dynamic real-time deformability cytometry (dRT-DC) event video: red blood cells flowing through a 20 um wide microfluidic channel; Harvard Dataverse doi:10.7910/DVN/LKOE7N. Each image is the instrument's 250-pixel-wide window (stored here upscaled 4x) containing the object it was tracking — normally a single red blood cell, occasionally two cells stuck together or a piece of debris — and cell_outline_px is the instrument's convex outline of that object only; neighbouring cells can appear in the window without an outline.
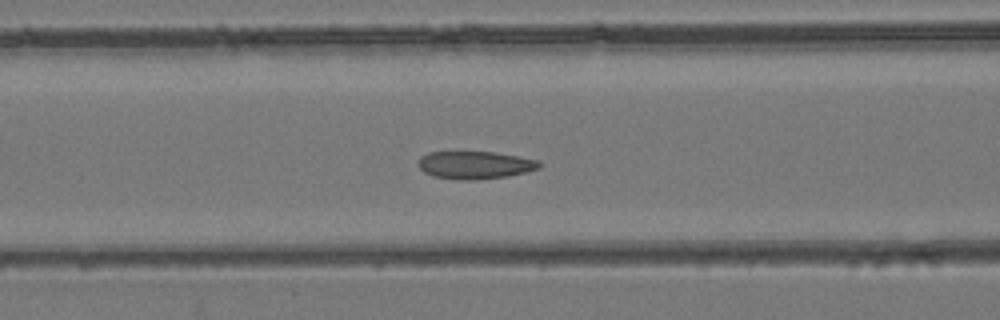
{"species": "common noctule bat (a hibernating species)", "species_latin": "Nyctalus noctula", "temperature_condition": "room temperature", "stored_images_in_passage": 49, "camera_frame_rate_fps": 3000, "um_per_image_px": 0.085, "animal": {"sex": "female", "body_mass_g": 24.6, "forearm_length_mm": 56.2}, "frame": {"image": 1, "passage_image": 20, "time_ms": 6.333, "image_size_px": [1000, 320], "cell_outline_px": [[544, 164], [540, 168], [528, 172], [508, 176], [476, 180], [464, 180], [432, 176], [424, 172], [416, 164], [420, 156], [428, 152], [492, 152], [516, 156], [536, 160]], "centroid_in_image_um": [40.36, 14.03], "position_along_channel_um": 126.2, "area_um2": 19.65}}
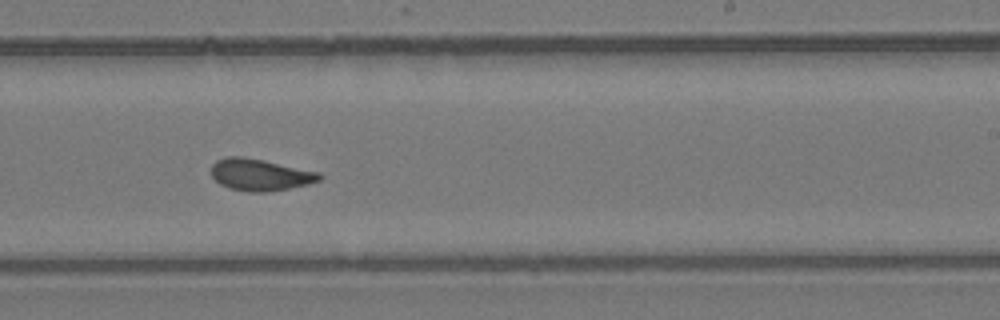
{"frame": {"image": 2, "passage_image": 30, "time_ms": 9.667, "image_size_px": [1000, 320], "cell_outline_px": [[324, 176], [320, 180], [308, 184], [288, 188], [264, 192], [248, 192], [228, 188], [220, 184], [212, 176], [212, 164], [216, 160], [228, 156], [240, 156], [264, 160], [320, 172]], "centroid_in_image_um": [22.11, 14.85], "position_along_channel_um": 266.9, "area_um2": 20.06}}
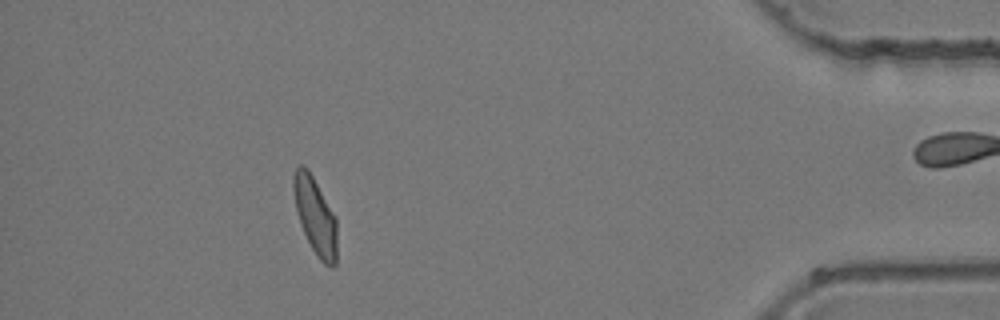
{"frame": {"image": 3, "passage_image": 44, "time_ms": 14.333, "image_size_px": [1000, 320], "cell_outline_px": [[336, 264], [332, 268], [324, 264], [316, 256], [300, 224], [296, 212], [292, 188], [292, 176], [296, 168], [300, 164], [304, 164], [308, 168], [336, 216]], "centroid_in_image_um": [26.78, 18.32], "position_along_channel_um": 408.4, "area_um2": 19.77}}